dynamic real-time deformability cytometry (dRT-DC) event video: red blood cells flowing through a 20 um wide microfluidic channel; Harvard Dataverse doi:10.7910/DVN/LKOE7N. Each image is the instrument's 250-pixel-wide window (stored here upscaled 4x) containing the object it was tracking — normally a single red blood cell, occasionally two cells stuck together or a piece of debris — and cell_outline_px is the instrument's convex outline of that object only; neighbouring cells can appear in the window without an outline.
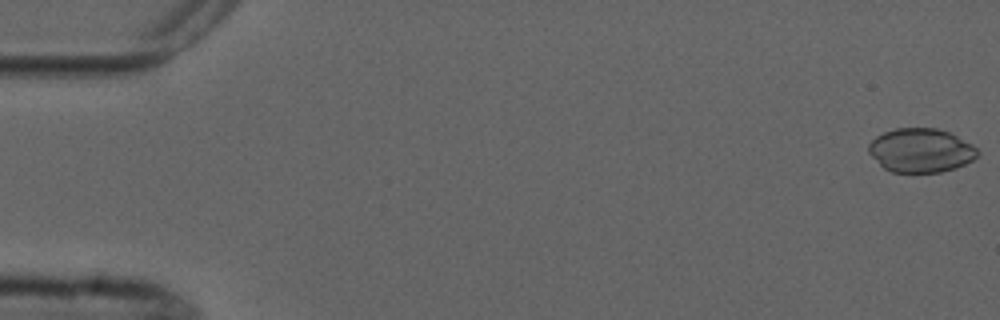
{"species": "common noctule bat (a hibernating species)", "species_latin": "Nyctalus noctula", "temperature_condition": "cold", "stored_images_in_passage": 4, "camera_frame_rate_fps": 3000, "um_per_image_px": 0.085, "animal": {"sex": "male", "forearm_length_mm": 52.5}, "frame": {"image": 1, "passage_image": 1, "time_ms": 0.0, "image_size_px": [1000, 320], "cell_outline_px": [[980, 152], [972, 160], [956, 168], [940, 172], [892, 172], [884, 168], [868, 152], [868, 144], [876, 136], [884, 132], [896, 128], [936, 128], [948, 132], [972, 144]], "centroid_in_image_um": [78.26, 12.78], "position_along_channel_um": 6.7, "area_um2": 27.74}}
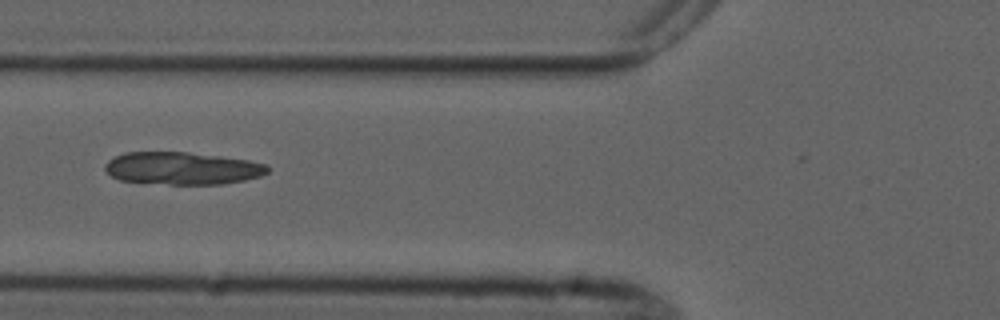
{"frame": {"image": 2, "passage_image": 4, "time_ms": 6.667, "image_size_px": [1000, 320], "cell_outline_px": [[272, 168], [268, 172], [260, 176], [244, 180], [224, 184], [168, 184], [120, 180], [112, 176], [104, 168], [104, 164], [108, 160], [124, 152], [188, 152], [248, 160], [268, 164]], "centroid_in_image_um": [15.52, 14.3], "position_along_channel_um": 110.3, "area_um2": 30.81}}